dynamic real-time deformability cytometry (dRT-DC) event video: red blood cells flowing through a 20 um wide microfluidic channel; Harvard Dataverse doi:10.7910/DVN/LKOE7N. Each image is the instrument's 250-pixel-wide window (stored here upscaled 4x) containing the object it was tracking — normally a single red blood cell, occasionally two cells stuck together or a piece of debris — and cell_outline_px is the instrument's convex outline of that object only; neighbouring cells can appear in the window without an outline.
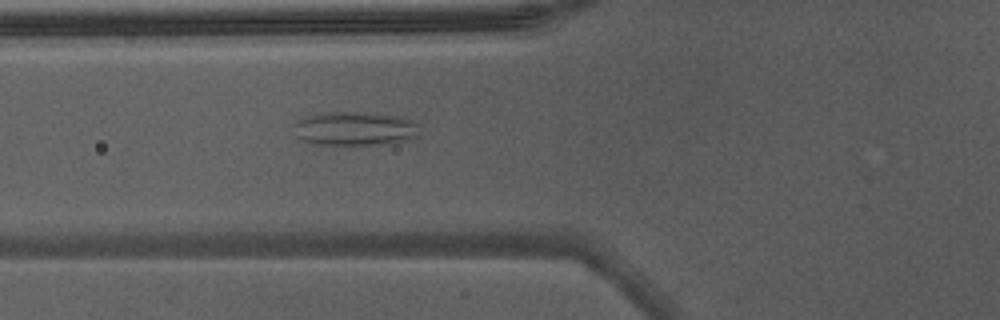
{"species": "Egyptian fruit bat (a non-hibernating species)", "species_latin": "Rousettus aegyptiacus", "temperature_condition": "warm", "stored_images_in_passage": 3, "camera_frame_rate_fps": 3000, "um_per_image_px": 0.085, "animal": {"sex": "male"}, "frame": {"image": 1, "passage_image": 3, "time_ms": 0.667, "image_size_px": [1000, 320], "cell_outline_px": [[420, 136], [388, 144], [356, 148], [312, 144], [300, 140], [296, 136], [292, 124], [296, 120], [320, 112], [372, 112], [400, 116], [412, 120], [420, 124]], "centroid_in_image_um": [30.16, 10.98], "position_along_channel_um": 95.6, "area_um2": 26.53}}